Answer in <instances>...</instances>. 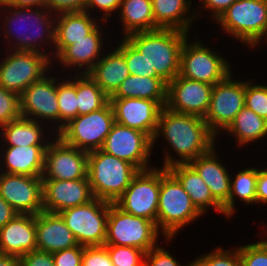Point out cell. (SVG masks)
<instances>
[{"label":"cell","mask_w":267,"mask_h":266,"mask_svg":"<svg viewBox=\"0 0 267 266\" xmlns=\"http://www.w3.org/2000/svg\"><path fill=\"white\" fill-rule=\"evenodd\" d=\"M118 12L124 38L132 33L155 30L152 0H121Z\"/></svg>","instance_id":"cell-33"},{"label":"cell","mask_w":267,"mask_h":266,"mask_svg":"<svg viewBox=\"0 0 267 266\" xmlns=\"http://www.w3.org/2000/svg\"><path fill=\"white\" fill-rule=\"evenodd\" d=\"M105 24H99L90 34L85 36L83 39L75 41V43L68 45L54 60L52 63H60L59 67L65 72L72 71L74 74H88L97 61L103 56L107 48H104L105 44L107 46L109 41V34L105 33L103 28ZM103 30V31H102ZM103 35V36H102ZM107 39H106V38ZM103 38V39H102ZM108 40V41H105ZM105 41V43H104ZM63 68H62V67ZM71 69V70H70Z\"/></svg>","instance_id":"cell-19"},{"label":"cell","mask_w":267,"mask_h":266,"mask_svg":"<svg viewBox=\"0 0 267 266\" xmlns=\"http://www.w3.org/2000/svg\"><path fill=\"white\" fill-rule=\"evenodd\" d=\"M37 250L36 215L17 214L0 229V253L21 257Z\"/></svg>","instance_id":"cell-22"},{"label":"cell","mask_w":267,"mask_h":266,"mask_svg":"<svg viewBox=\"0 0 267 266\" xmlns=\"http://www.w3.org/2000/svg\"><path fill=\"white\" fill-rule=\"evenodd\" d=\"M225 133V134H224ZM229 135H228V134ZM232 136L237 142L239 150L251 143H258L267 138V120L258 116L254 111L245 106L237 113L234 121L222 135Z\"/></svg>","instance_id":"cell-32"},{"label":"cell","mask_w":267,"mask_h":266,"mask_svg":"<svg viewBox=\"0 0 267 266\" xmlns=\"http://www.w3.org/2000/svg\"><path fill=\"white\" fill-rule=\"evenodd\" d=\"M200 2L194 9L196 18L199 19L203 15L202 12L206 10V12L210 11L209 14L211 15L210 18H212V22H215L220 15L228 9L232 3H234L236 0H199ZM199 11V12H198ZM201 13V14H200ZM199 17V18H198Z\"/></svg>","instance_id":"cell-46"},{"label":"cell","mask_w":267,"mask_h":266,"mask_svg":"<svg viewBox=\"0 0 267 266\" xmlns=\"http://www.w3.org/2000/svg\"><path fill=\"white\" fill-rule=\"evenodd\" d=\"M189 266H203L196 258L194 260H191Z\"/></svg>","instance_id":"cell-54"},{"label":"cell","mask_w":267,"mask_h":266,"mask_svg":"<svg viewBox=\"0 0 267 266\" xmlns=\"http://www.w3.org/2000/svg\"><path fill=\"white\" fill-rule=\"evenodd\" d=\"M81 266H114L105 245L86 246L83 249Z\"/></svg>","instance_id":"cell-45"},{"label":"cell","mask_w":267,"mask_h":266,"mask_svg":"<svg viewBox=\"0 0 267 266\" xmlns=\"http://www.w3.org/2000/svg\"><path fill=\"white\" fill-rule=\"evenodd\" d=\"M110 98H140L167 103V83L160 77L129 75Z\"/></svg>","instance_id":"cell-31"},{"label":"cell","mask_w":267,"mask_h":266,"mask_svg":"<svg viewBox=\"0 0 267 266\" xmlns=\"http://www.w3.org/2000/svg\"><path fill=\"white\" fill-rule=\"evenodd\" d=\"M114 266H144L145 251L131 246L105 245Z\"/></svg>","instance_id":"cell-39"},{"label":"cell","mask_w":267,"mask_h":266,"mask_svg":"<svg viewBox=\"0 0 267 266\" xmlns=\"http://www.w3.org/2000/svg\"><path fill=\"white\" fill-rule=\"evenodd\" d=\"M179 260H176L170 251L161 246V244L157 245L155 248L150 249L145 253L144 266H189L188 264L184 265L180 264Z\"/></svg>","instance_id":"cell-43"},{"label":"cell","mask_w":267,"mask_h":266,"mask_svg":"<svg viewBox=\"0 0 267 266\" xmlns=\"http://www.w3.org/2000/svg\"><path fill=\"white\" fill-rule=\"evenodd\" d=\"M92 15L86 11L56 14L53 61L68 45L83 39L102 22Z\"/></svg>","instance_id":"cell-25"},{"label":"cell","mask_w":267,"mask_h":266,"mask_svg":"<svg viewBox=\"0 0 267 266\" xmlns=\"http://www.w3.org/2000/svg\"><path fill=\"white\" fill-rule=\"evenodd\" d=\"M168 170L188 193L192 203L204 215L210 210L224 216L223 206L212 196L209 187L190 164H176Z\"/></svg>","instance_id":"cell-28"},{"label":"cell","mask_w":267,"mask_h":266,"mask_svg":"<svg viewBox=\"0 0 267 266\" xmlns=\"http://www.w3.org/2000/svg\"><path fill=\"white\" fill-rule=\"evenodd\" d=\"M120 6L121 0H87L84 11L90 14L93 13L94 17L99 18L100 21L105 23L106 21L108 22V20L111 19V15H113L115 11L118 14ZM96 11H99L100 15L96 14L97 16H95L94 12Z\"/></svg>","instance_id":"cell-44"},{"label":"cell","mask_w":267,"mask_h":266,"mask_svg":"<svg viewBox=\"0 0 267 266\" xmlns=\"http://www.w3.org/2000/svg\"><path fill=\"white\" fill-rule=\"evenodd\" d=\"M116 48L124 55L130 75L149 77V63L126 38H120Z\"/></svg>","instance_id":"cell-38"},{"label":"cell","mask_w":267,"mask_h":266,"mask_svg":"<svg viewBox=\"0 0 267 266\" xmlns=\"http://www.w3.org/2000/svg\"><path fill=\"white\" fill-rule=\"evenodd\" d=\"M160 138L168 143L167 148H162L163 155L165 154L162 167L165 169L176 164H189L220 141L202 117L176 113L167 107L161 109L157 130L152 139L153 149Z\"/></svg>","instance_id":"cell-1"},{"label":"cell","mask_w":267,"mask_h":266,"mask_svg":"<svg viewBox=\"0 0 267 266\" xmlns=\"http://www.w3.org/2000/svg\"><path fill=\"white\" fill-rule=\"evenodd\" d=\"M266 232H267V230L265 231V229H264V232H263V233H264L266 236L264 235L263 237H265V238L267 239V233H266Z\"/></svg>","instance_id":"cell-55"},{"label":"cell","mask_w":267,"mask_h":266,"mask_svg":"<svg viewBox=\"0 0 267 266\" xmlns=\"http://www.w3.org/2000/svg\"><path fill=\"white\" fill-rule=\"evenodd\" d=\"M234 175V176H233ZM233 176V177H232ZM257 167L242 168L230 176V194L223 205L224 217L230 220L237 212V199L247 205L256 204ZM236 200V201H235Z\"/></svg>","instance_id":"cell-34"},{"label":"cell","mask_w":267,"mask_h":266,"mask_svg":"<svg viewBox=\"0 0 267 266\" xmlns=\"http://www.w3.org/2000/svg\"><path fill=\"white\" fill-rule=\"evenodd\" d=\"M190 33L178 29L136 32L125 37L149 63V77H160L167 84L180 72V53Z\"/></svg>","instance_id":"cell-3"},{"label":"cell","mask_w":267,"mask_h":266,"mask_svg":"<svg viewBox=\"0 0 267 266\" xmlns=\"http://www.w3.org/2000/svg\"><path fill=\"white\" fill-rule=\"evenodd\" d=\"M0 196L18 213L43 211L42 178L0 172Z\"/></svg>","instance_id":"cell-17"},{"label":"cell","mask_w":267,"mask_h":266,"mask_svg":"<svg viewBox=\"0 0 267 266\" xmlns=\"http://www.w3.org/2000/svg\"><path fill=\"white\" fill-rule=\"evenodd\" d=\"M115 122L146 133L153 139L161 109L157 101L140 98H110Z\"/></svg>","instance_id":"cell-20"},{"label":"cell","mask_w":267,"mask_h":266,"mask_svg":"<svg viewBox=\"0 0 267 266\" xmlns=\"http://www.w3.org/2000/svg\"><path fill=\"white\" fill-rule=\"evenodd\" d=\"M20 117V96L0 86V127Z\"/></svg>","instance_id":"cell-42"},{"label":"cell","mask_w":267,"mask_h":266,"mask_svg":"<svg viewBox=\"0 0 267 266\" xmlns=\"http://www.w3.org/2000/svg\"><path fill=\"white\" fill-rule=\"evenodd\" d=\"M0 266H21L20 258L0 253Z\"/></svg>","instance_id":"cell-53"},{"label":"cell","mask_w":267,"mask_h":266,"mask_svg":"<svg viewBox=\"0 0 267 266\" xmlns=\"http://www.w3.org/2000/svg\"><path fill=\"white\" fill-rule=\"evenodd\" d=\"M215 22L243 47L259 48L267 42V0H236Z\"/></svg>","instance_id":"cell-5"},{"label":"cell","mask_w":267,"mask_h":266,"mask_svg":"<svg viewBox=\"0 0 267 266\" xmlns=\"http://www.w3.org/2000/svg\"><path fill=\"white\" fill-rule=\"evenodd\" d=\"M191 5L192 0H152L155 30L178 29L189 33L197 20Z\"/></svg>","instance_id":"cell-30"},{"label":"cell","mask_w":267,"mask_h":266,"mask_svg":"<svg viewBox=\"0 0 267 266\" xmlns=\"http://www.w3.org/2000/svg\"><path fill=\"white\" fill-rule=\"evenodd\" d=\"M233 73L213 85L210 105L203 118L218 139L245 106V80H235Z\"/></svg>","instance_id":"cell-13"},{"label":"cell","mask_w":267,"mask_h":266,"mask_svg":"<svg viewBox=\"0 0 267 266\" xmlns=\"http://www.w3.org/2000/svg\"><path fill=\"white\" fill-rule=\"evenodd\" d=\"M204 216L192 203L177 178L161 167V181L156 227L163 241L173 242L178 232Z\"/></svg>","instance_id":"cell-4"},{"label":"cell","mask_w":267,"mask_h":266,"mask_svg":"<svg viewBox=\"0 0 267 266\" xmlns=\"http://www.w3.org/2000/svg\"><path fill=\"white\" fill-rule=\"evenodd\" d=\"M196 259L203 266H242L237 245L230 249L217 246L211 252L196 256Z\"/></svg>","instance_id":"cell-40"},{"label":"cell","mask_w":267,"mask_h":266,"mask_svg":"<svg viewBox=\"0 0 267 266\" xmlns=\"http://www.w3.org/2000/svg\"><path fill=\"white\" fill-rule=\"evenodd\" d=\"M245 79V107L267 120V85Z\"/></svg>","instance_id":"cell-37"},{"label":"cell","mask_w":267,"mask_h":266,"mask_svg":"<svg viewBox=\"0 0 267 266\" xmlns=\"http://www.w3.org/2000/svg\"><path fill=\"white\" fill-rule=\"evenodd\" d=\"M2 5L14 7H42L45 6V0H0Z\"/></svg>","instance_id":"cell-52"},{"label":"cell","mask_w":267,"mask_h":266,"mask_svg":"<svg viewBox=\"0 0 267 266\" xmlns=\"http://www.w3.org/2000/svg\"><path fill=\"white\" fill-rule=\"evenodd\" d=\"M198 37V38H197ZM194 40L187 38L180 53L181 77L210 85L225 79L233 70L226 56L215 51L211 46L202 44L199 36Z\"/></svg>","instance_id":"cell-8"},{"label":"cell","mask_w":267,"mask_h":266,"mask_svg":"<svg viewBox=\"0 0 267 266\" xmlns=\"http://www.w3.org/2000/svg\"><path fill=\"white\" fill-rule=\"evenodd\" d=\"M101 150L133 164L139 171L153 168L149 164L153 154L152 139L140 130L115 122Z\"/></svg>","instance_id":"cell-15"},{"label":"cell","mask_w":267,"mask_h":266,"mask_svg":"<svg viewBox=\"0 0 267 266\" xmlns=\"http://www.w3.org/2000/svg\"><path fill=\"white\" fill-rule=\"evenodd\" d=\"M161 181V166L139 171L114 202L120 209L156 224Z\"/></svg>","instance_id":"cell-12"},{"label":"cell","mask_w":267,"mask_h":266,"mask_svg":"<svg viewBox=\"0 0 267 266\" xmlns=\"http://www.w3.org/2000/svg\"><path fill=\"white\" fill-rule=\"evenodd\" d=\"M238 250L242 266H267V239L263 236L256 243L238 245Z\"/></svg>","instance_id":"cell-41"},{"label":"cell","mask_w":267,"mask_h":266,"mask_svg":"<svg viewBox=\"0 0 267 266\" xmlns=\"http://www.w3.org/2000/svg\"><path fill=\"white\" fill-rule=\"evenodd\" d=\"M84 247L78 245L52 253L55 266H81Z\"/></svg>","instance_id":"cell-47"},{"label":"cell","mask_w":267,"mask_h":266,"mask_svg":"<svg viewBox=\"0 0 267 266\" xmlns=\"http://www.w3.org/2000/svg\"><path fill=\"white\" fill-rule=\"evenodd\" d=\"M107 48L110 52L103 53L88 75L110 98L130 73L124 55L112 45Z\"/></svg>","instance_id":"cell-29"},{"label":"cell","mask_w":267,"mask_h":266,"mask_svg":"<svg viewBox=\"0 0 267 266\" xmlns=\"http://www.w3.org/2000/svg\"><path fill=\"white\" fill-rule=\"evenodd\" d=\"M20 113L21 117L46 124L57 134L59 132L57 77L48 72L26 88L20 95Z\"/></svg>","instance_id":"cell-14"},{"label":"cell","mask_w":267,"mask_h":266,"mask_svg":"<svg viewBox=\"0 0 267 266\" xmlns=\"http://www.w3.org/2000/svg\"><path fill=\"white\" fill-rule=\"evenodd\" d=\"M71 75V76H70ZM57 78V98L59 106V131L78 116L76 96V74ZM75 76V77H74Z\"/></svg>","instance_id":"cell-36"},{"label":"cell","mask_w":267,"mask_h":266,"mask_svg":"<svg viewBox=\"0 0 267 266\" xmlns=\"http://www.w3.org/2000/svg\"><path fill=\"white\" fill-rule=\"evenodd\" d=\"M79 245L105 244L109 202L94 198L90 202L59 213Z\"/></svg>","instance_id":"cell-11"},{"label":"cell","mask_w":267,"mask_h":266,"mask_svg":"<svg viewBox=\"0 0 267 266\" xmlns=\"http://www.w3.org/2000/svg\"><path fill=\"white\" fill-rule=\"evenodd\" d=\"M88 152L66 144L56 135L45 149L42 179H88Z\"/></svg>","instance_id":"cell-16"},{"label":"cell","mask_w":267,"mask_h":266,"mask_svg":"<svg viewBox=\"0 0 267 266\" xmlns=\"http://www.w3.org/2000/svg\"><path fill=\"white\" fill-rule=\"evenodd\" d=\"M213 85L178 75L167 84L169 110L204 118L211 101Z\"/></svg>","instance_id":"cell-18"},{"label":"cell","mask_w":267,"mask_h":266,"mask_svg":"<svg viewBox=\"0 0 267 266\" xmlns=\"http://www.w3.org/2000/svg\"><path fill=\"white\" fill-rule=\"evenodd\" d=\"M18 213L0 196V229Z\"/></svg>","instance_id":"cell-51"},{"label":"cell","mask_w":267,"mask_h":266,"mask_svg":"<svg viewBox=\"0 0 267 266\" xmlns=\"http://www.w3.org/2000/svg\"><path fill=\"white\" fill-rule=\"evenodd\" d=\"M36 244L37 250L51 254L79 245L61 215L47 211L36 214Z\"/></svg>","instance_id":"cell-23"},{"label":"cell","mask_w":267,"mask_h":266,"mask_svg":"<svg viewBox=\"0 0 267 266\" xmlns=\"http://www.w3.org/2000/svg\"><path fill=\"white\" fill-rule=\"evenodd\" d=\"M265 203L267 204V167H257L256 206H265Z\"/></svg>","instance_id":"cell-50"},{"label":"cell","mask_w":267,"mask_h":266,"mask_svg":"<svg viewBox=\"0 0 267 266\" xmlns=\"http://www.w3.org/2000/svg\"><path fill=\"white\" fill-rule=\"evenodd\" d=\"M4 50L7 55L4 54L0 60V86L19 96L48 72H53L54 76L57 73L52 68V60L43 53Z\"/></svg>","instance_id":"cell-9"},{"label":"cell","mask_w":267,"mask_h":266,"mask_svg":"<svg viewBox=\"0 0 267 266\" xmlns=\"http://www.w3.org/2000/svg\"><path fill=\"white\" fill-rule=\"evenodd\" d=\"M139 170L101 149L88 152L87 176L94 198L114 203Z\"/></svg>","instance_id":"cell-6"},{"label":"cell","mask_w":267,"mask_h":266,"mask_svg":"<svg viewBox=\"0 0 267 266\" xmlns=\"http://www.w3.org/2000/svg\"><path fill=\"white\" fill-rule=\"evenodd\" d=\"M215 145L208 152L198 156L189 164L197 171L199 176L209 187L212 196L223 206L230 194V176L226 164H223L217 155ZM220 160V161H219ZM225 165V166H224Z\"/></svg>","instance_id":"cell-27"},{"label":"cell","mask_w":267,"mask_h":266,"mask_svg":"<svg viewBox=\"0 0 267 266\" xmlns=\"http://www.w3.org/2000/svg\"><path fill=\"white\" fill-rule=\"evenodd\" d=\"M78 115L88 114L105 107L110 98L88 74H76Z\"/></svg>","instance_id":"cell-35"},{"label":"cell","mask_w":267,"mask_h":266,"mask_svg":"<svg viewBox=\"0 0 267 266\" xmlns=\"http://www.w3.org/2000/svg\"><path fill=\"white\" fill-rule=\"evenodd\" d=\"M87 0H45V7L57 14L60 12L84 11Z\"/></svg>","instance_id":"cell-48"},{"label":"cell","mask_w":267,"mask_h":266,"mask_svg":"<svg viewBox=\"0 0 267 266\" xmlns=\"http://www.w3.org/2000/svg\"><path fill=\"white\" fill-rule=\"evenodd\" d=\"M21 266H55L53 256L49 252L34 250L20 257Z\"/></svg>","instance_id":"cell-49"},{"label":"cell","mask_w":267,"mask_h":266,"mask_svg":"<svg viewBox=\"0 0 267 266\" xmlns=\"http://www.w3.org/2000/svg\"><path fill=\"white\" fill-rule=\"evenodd\" d=\"M55 18L56 14L45 6L14 7L0 3V34L6 42V49L37 51L53 61Z\"/></svg>","instance_id":"cell-2"},{"label":"cell","mask_w":267,"mask_h":266,"mask_svg":"<svg viewBox=\"0 0 267 266\" xmlns=\"http://www.w3.org/2000/svg\"><path fill=\"white\" fill-rule=\"evenodd\" d=\"M46 148L47 146H0V172L42 177Z\"/></svg>","instance_id":"cell-24"},{"label":"cell","mask_w":267,"mask_h":266,"mask_svg":"<svg viewBox=\"0 0 267 266\" xmlns=\"http://www.w3.org/2000/svg\"><path fill=\"white\" fill-rule=\"evenodd\" d=\"M56 135L46 124L20 117L0 127V146H48Z\"/></svg>","instance_id":"cell-26"},{"label":"cell","mask_w":267,"mask_h":266,"mask_svg":"<svg viewBox=\"0 0 267 266\" xmlns=\"http://www.w3.org/2000/svg\"><path fill=\"white\" fill-rule=\"evenodd\" d=\"M160 234L153 221L127 213L109 202L104 245L131 246L148 252L159 244Z\"/></svg>","instance_id":"cell-7"},{"label":"cell","mask_w":267,"mask_h":266,"mask_svg":"<svg viewBox=\"0 0 267 266\" xmlns=\"http://www.w3.org/2000/svg\"><path fill=\"white\" fill-rule=\"evenodd\" d=\"M43 211H61L86 204L94 199L89 179H42Z\"/></svg>","instance_id":"cell-21"},{"label":"cell","mask_w":267,"mask_h":266,"mask_svg":"<svg viewBox=\"0 0 267 266\" xmlns=\"http://www.w3.org/2000/svg\"><path fill=\"white\" fill-rule=\"evenodd\" d=\"M115 123L114 111L109 102L100 110L78 115L58 133L66 144L87 152L101 149Z\"/></svg>","instance_id":"cell-10"}]
</instances>
